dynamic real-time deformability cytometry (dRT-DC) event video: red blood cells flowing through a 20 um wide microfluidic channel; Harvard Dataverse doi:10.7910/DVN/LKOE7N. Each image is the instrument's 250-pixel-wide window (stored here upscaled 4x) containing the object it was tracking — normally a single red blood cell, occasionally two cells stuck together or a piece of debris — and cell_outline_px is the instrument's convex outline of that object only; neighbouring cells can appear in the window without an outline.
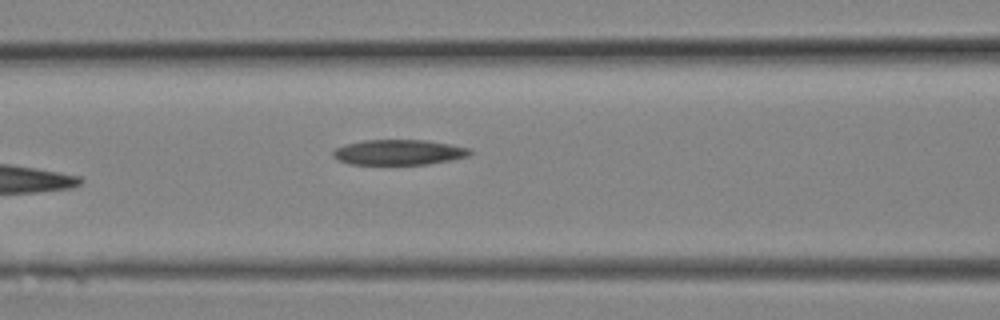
{"species": "Egyptian fruit bat (a non-hibernating species)", "species_latin": "Rousettus aegyptiacus", "temperature_condition": "room temperature", "stored_images_in_passage": 10, "camera_frame_rate_fps": 3000, "um_per_image_px": 0.085, "animal": {"sex": "female"}, "frame": {"image": 1, "passage_image": 10, "time_ms": 3.0, "image_size_px": [1000, 320], "cell_outline_px": [[472, 152], [468, 156], [452, 160], [428, 164], [348, 164], [336, 160], [332, 156], [332, 152], [336, 148], [348, 144], [364, 140], [428, 140], [468, 148]], "centroid_in_image_um": [33.87, 12.95], "position_along_channel_um": 132.7, "area_um2": 20.11}}